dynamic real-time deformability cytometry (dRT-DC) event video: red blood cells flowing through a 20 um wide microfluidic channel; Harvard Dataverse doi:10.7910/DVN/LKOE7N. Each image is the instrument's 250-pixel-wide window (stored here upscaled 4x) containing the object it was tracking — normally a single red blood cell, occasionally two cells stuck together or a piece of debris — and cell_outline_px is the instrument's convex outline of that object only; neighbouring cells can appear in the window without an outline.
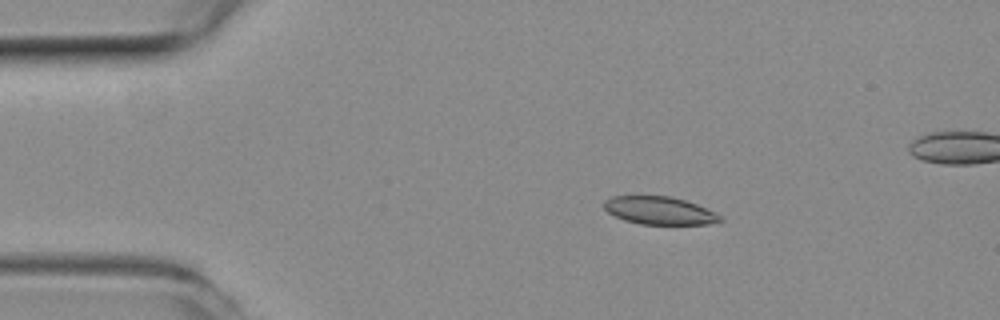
{"species": "common noctule bat (a hibernating species)", "species_latin": "Nyctalus noctula", "temperature_condition": "room temperature", "stored_images_in_passage": 4, "camera_frame_rate_fps": 3000, "um_per_image_px": 0.085, "animal": {"sex": "female", "body_mass_g": 19.3, "forearm_length_mm": 54.1}, "frame": {"image": 1, "passage_image": 1, "time_ms": 0.0, "image_size_px": [1000, 320], "cell_outline_px": [[724, 220], [708, 224], [640, 224], [624, 220], [608, 212], [604, 208], [604, 200], [612, 196], [668, 196], [684, 200], [696, 204], [716, 212], [724, 216]], "centroid_in_image_um": [56.08, 17.9], "position_along_channel_um": 28.9, "area_um2": 18.84}}